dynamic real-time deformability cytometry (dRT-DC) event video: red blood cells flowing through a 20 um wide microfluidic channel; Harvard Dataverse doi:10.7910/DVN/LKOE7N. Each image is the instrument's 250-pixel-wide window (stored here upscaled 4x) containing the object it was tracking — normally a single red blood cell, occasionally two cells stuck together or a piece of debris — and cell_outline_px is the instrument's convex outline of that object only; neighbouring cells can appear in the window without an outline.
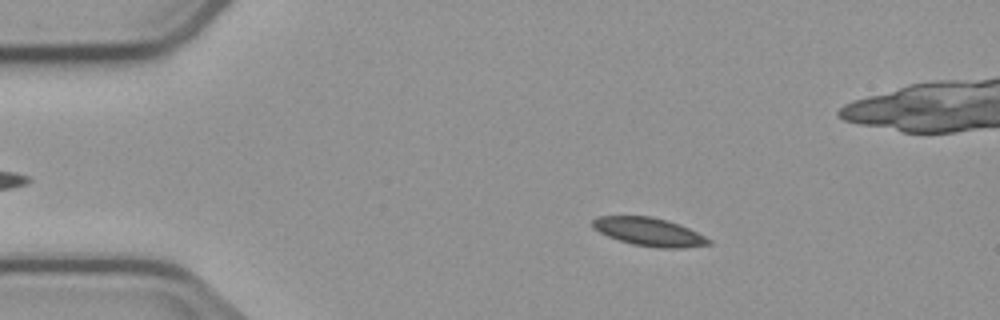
{"species": "common noctule bat (a hibernating species)", "species_latin": "Nyctalus noctula", "temperature_condition": "cold", "stored_images_in_passage": 4, "camera_frame_rate_fps": 3000, "um_per_image_px": 0.085, "animal": {"sex": "male", "body_mass_g": 23.1, "forearm_length_mm": 52.7}, "frame": {"image": 1, "passage_image": 1, "time_ms": 0.0, "image_size_px": [1000, 320], "cell_outline_px": [[712, 244], [684, 248], [660, 248], [632, 244], [608, 236], [592, 228], [592, 220], [596, 216], [652, 216], [668, 220], [680, 224], [712, 240]], "centroid_in_image_um": [55.18, 19.7], "position_along_channel_um": 29.8, "area_um2": 19.19}}
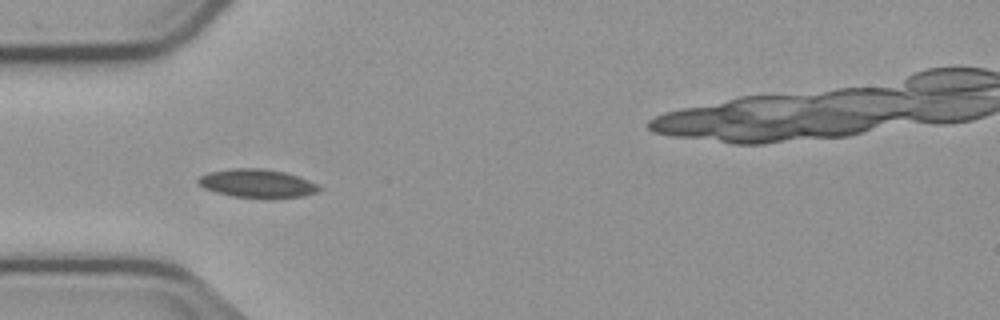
{"frame": {"image": 2, "passage_image": 3, "time_ms": 2.333, "image_size_px": [1000, 320], "cell_outline_px": [[324, 188], [320, 192], [304, 196], [272, 200], [232, 196], [216, 192], [204, 188], [196, 184], [196, 180], [200, 176], [208, 172], [232, 168], [260, 168], [284, 172], [308, 180]], "centroid_in_image_um": [21.88, 15.62], "position_along_channel_um": 63.1, "area_um2": 20.63}}
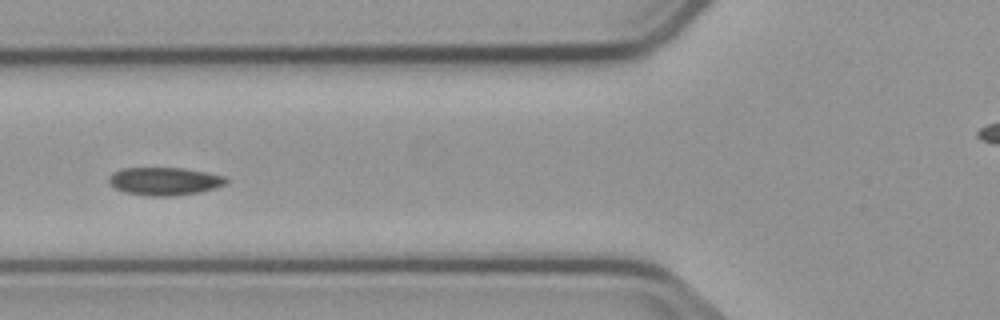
{"frame": {"image": 3, "passage_image": 4, "time_ms": 3.667, "image_size_px": [1000, 320], "cell_outline_px": [[228, 180], [224, 184], [216, 188], [200, 192], [172, 196], [148, 196], [124, 192], [108, 184], [108, 176], [112, 172], [120, 168], [184, 168], [208, 172], [224, 176]], "centroid_in_image_um": [13.95, 15.4], "position_along_channel_um": 111.9, "area_um2": 19.31}}